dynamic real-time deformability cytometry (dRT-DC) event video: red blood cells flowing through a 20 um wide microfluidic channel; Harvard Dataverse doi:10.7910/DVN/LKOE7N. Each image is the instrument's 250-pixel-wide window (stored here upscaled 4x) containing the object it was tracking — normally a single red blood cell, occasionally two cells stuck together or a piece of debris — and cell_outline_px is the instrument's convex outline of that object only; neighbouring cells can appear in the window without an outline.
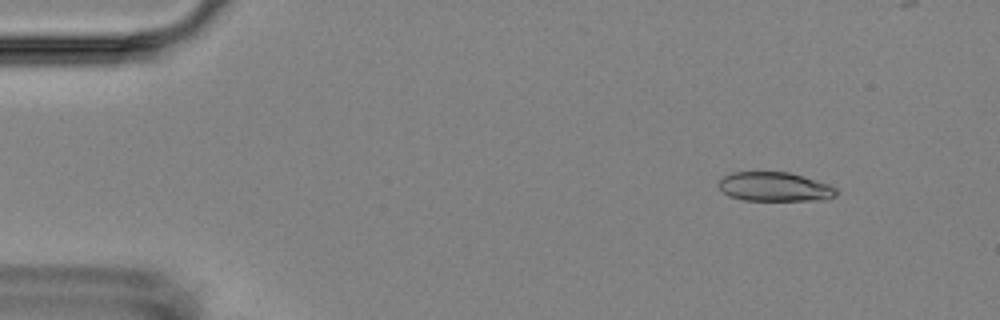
{"species": "Egyptian fruit bat (a non-hibernating species)", "species_latin": "Rousettus aegyptiacus", "temperature_condition": "room temperature", "stored_images_in_passage": 4, "camera_frame_rate_fps": 3000, "um_per_image_px": 0.085, "animal": {"sex": "female"}, "frame": {"image": 1, "passage_image": 1, "time_ms": 0.0, "image_size_px": [1000, 320], "cell_outline_px": [[840, 192], [836, 196], [828, 200], [744, 200], [728, 196], [720, 188], [720, 180], [724, 176], [732, 172], [788, 172], [828, 184], [836, 188]], "centroid_in_image_um": [65.89, 15.89], "position_along_channel_um": 19.1, "area_um2": 19.94}}